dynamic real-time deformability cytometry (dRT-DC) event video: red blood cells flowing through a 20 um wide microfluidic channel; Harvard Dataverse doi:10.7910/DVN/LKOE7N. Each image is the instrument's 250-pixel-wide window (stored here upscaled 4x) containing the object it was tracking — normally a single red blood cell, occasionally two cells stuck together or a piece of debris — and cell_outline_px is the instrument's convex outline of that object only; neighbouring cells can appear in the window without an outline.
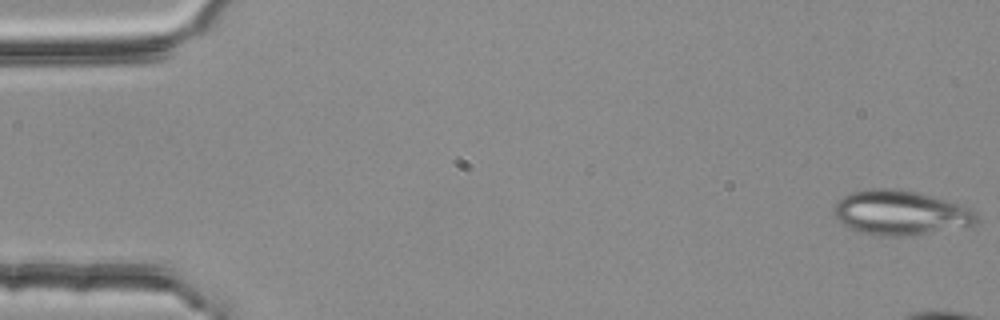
{"species": "common noctule bat (a hibernating species)", "species_latin": "Nyctalus noctula", "temperature_condition": "room temperature", "stored_images_in_passage": 4, "camera_frame_rate_fps": 3000, "um_per_image_px": 0.085, "animal": {"sex": "female", "body_mass_g": 25.1}, "frame": {"image": 1, "passage_image": 4, "time_ms": 1.0, "image_size_px": [1000, 320], "cell_outline_px": [[980, 220], [976, 224], [904, 236], [876, 236], [860, 232], [844, 224], [832, 212], [832, 208], [836, 200], [852, 192], [872, 188], [900, 188], [968, 204], [976, 212]], "centroid_in_image_um": [76.58, 18.05], "position_along_channel_um": 8.4, "area_um2": 37.51}}